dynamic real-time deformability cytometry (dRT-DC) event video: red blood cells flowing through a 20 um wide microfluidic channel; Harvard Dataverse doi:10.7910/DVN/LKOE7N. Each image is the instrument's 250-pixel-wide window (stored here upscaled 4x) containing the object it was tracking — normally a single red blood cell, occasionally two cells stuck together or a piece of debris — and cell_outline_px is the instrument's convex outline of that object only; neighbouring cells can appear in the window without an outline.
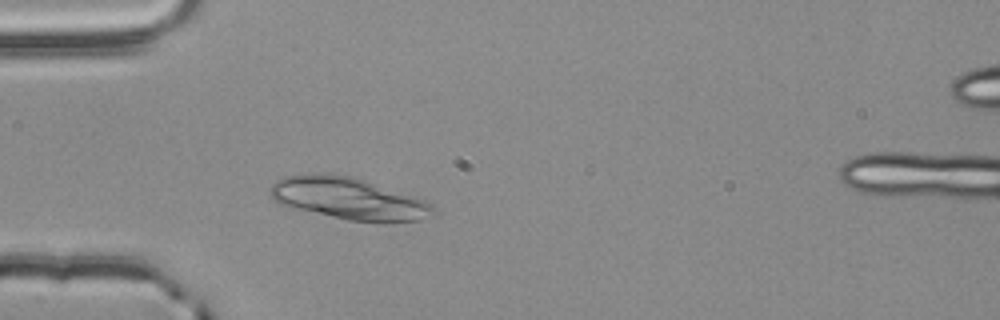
{"species": "common noctule bat (a hibernating species)", "species_latin": "Nyctalus noctula", "temperature_condition": "room temperature", "stored_images_in_passage": 40, "camera_frame_rate_fps": 3000, "um_per_image_px": 0.085, "animal": {"sex": "male", "body_mass_g": 20.4}, "frame": {"image": 1, "passage_image": 1, "time_ms": 0.0, "image_size_px": [1000, 320], "cell_outline_px": [[436, 212], [420, 220], [348, 220], [288, 208], [280, 204], [268, 192], [268, 188], [276, 180], [284, 176], [324, 172], [328, 172], [352, 176], [424, 200], [432, 204], [436, 208]], "centroid_in_image_um": [29.51, 16.84], "position_along_channel_um": 55.5, "area_um2": 39.48}}
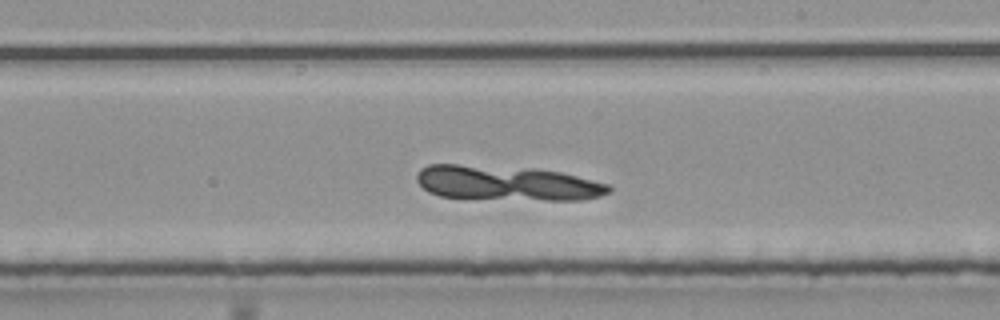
{"frame": {"image": 2, "passage_image": 17, "time_ms": 5.333, "image_size_px": [1000, 320], "cell_outline_px": [[612, 192], [600, 196], [584, 200], [544, 200], [440, 196], [428, 192], [416, 180], [416, 176], [420, 168], [428, 164], [460, 164], [536, 168], [560, 172], [608, 184], [612, 188]], "centroid_in_image_um": [43.1, 15.55], "position_along_channel_um": 245.9, "area_um2": 39.02}}
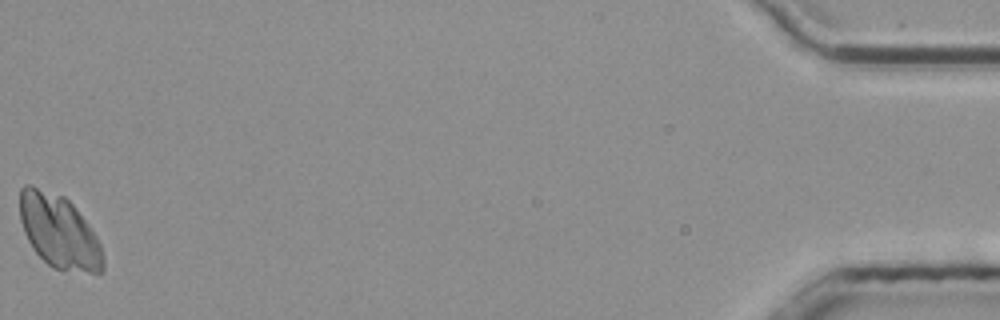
{"frame": {"image": 3, "passage_image": 40, "time_ms": 13.0, "image_size_px": [1000, 320], "cell_outline_px": [[104, 272], [88, 272], [52, 268], [32, 248], [24, 232], [20, 220], [20, 188], [24, 184], [32, 184], [64, 196], [76, 208], [88, 224], [96, 236], [100, 244], [104, 256]], "centroid_in_image_um": [5.01, 19.66], "position_along_channel_um": 430.2, "area_um2": 35.72}}